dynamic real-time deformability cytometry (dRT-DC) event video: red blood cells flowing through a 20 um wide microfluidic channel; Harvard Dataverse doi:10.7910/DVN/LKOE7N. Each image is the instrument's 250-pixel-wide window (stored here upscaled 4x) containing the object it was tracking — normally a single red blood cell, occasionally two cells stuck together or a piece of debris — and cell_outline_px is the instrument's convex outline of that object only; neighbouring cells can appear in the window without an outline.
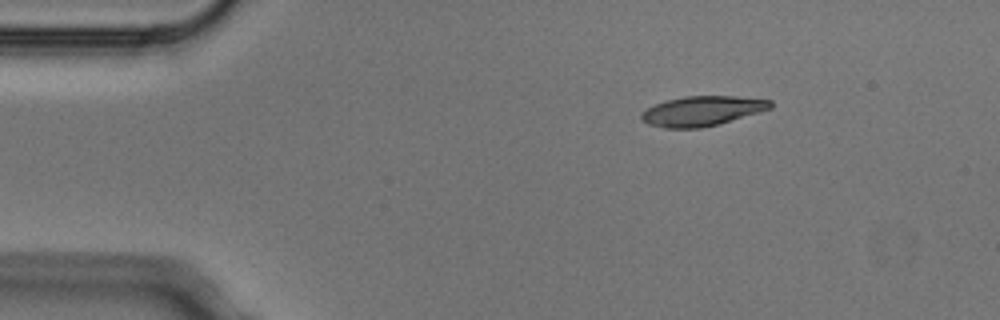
{"species": "Egyptian fruit bat (a non-hibernating species)", "species_latin": "Rousettus aegyptiacus", "temperature_condition": "cold", "stored_images_in_passage": 2, "camera_frame_rate_fps": 3000, "um_per_image_px": 0.085, "animal": {"sex": "male"}, "frame": {"image": 1, "passage_image": 1, "time_ms": 0.0, "image_size_px": [1000, 320], "cell_outline_px": [[772, 108], [716, 124], [700, 128], [664, 128], [648, 124], [640, 116], [648, 108], [656, 104], [668, 100], [684, 96], [736, 96], [772, 100]], "centroid_in_image_um": [59.69, 9.42], "position_along_channel_um": 25.3, "area_um2": 21.96}}